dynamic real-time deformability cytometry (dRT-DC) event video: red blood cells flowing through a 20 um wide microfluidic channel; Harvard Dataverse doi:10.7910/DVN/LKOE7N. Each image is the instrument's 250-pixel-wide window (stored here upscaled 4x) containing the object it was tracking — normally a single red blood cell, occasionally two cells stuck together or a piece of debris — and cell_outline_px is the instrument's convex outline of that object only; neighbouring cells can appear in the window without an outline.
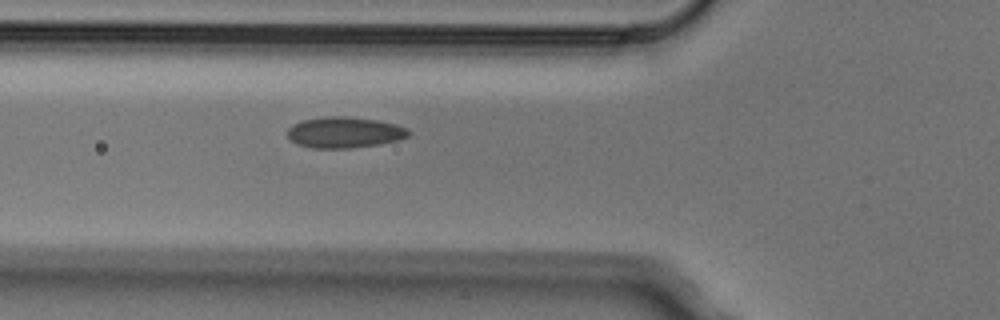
{"species": "Egyptian fruit bat (a non-hibernating species)", "species_latin": "Rousettus aegyptiacus", "temperature_condition": "cold", "stored_images_in_passage": 5, "camera_frame_rate_fps": 3000, "um_per_image_px": 0.085, "animal": {"sex": "male"}, "frame": {"image": 1, "passage_image": 5, "time_ms": 1.333, "image_size_px": [1000, 320], "cell_outline_px": [[412, 132], [408, 136], [400, 140], [376, 144], [348, 148], [312, 148], [296, 144], [288, 136], [288, 128], [292, 124], [300, 120], [324, 116], [348, 116], [380, 120], [396, 124], [408, 128]], "centroid_in_image_um": [29.29, 11.23], "position_along_channel_um": 96.5, "area_um2": 22.14}}